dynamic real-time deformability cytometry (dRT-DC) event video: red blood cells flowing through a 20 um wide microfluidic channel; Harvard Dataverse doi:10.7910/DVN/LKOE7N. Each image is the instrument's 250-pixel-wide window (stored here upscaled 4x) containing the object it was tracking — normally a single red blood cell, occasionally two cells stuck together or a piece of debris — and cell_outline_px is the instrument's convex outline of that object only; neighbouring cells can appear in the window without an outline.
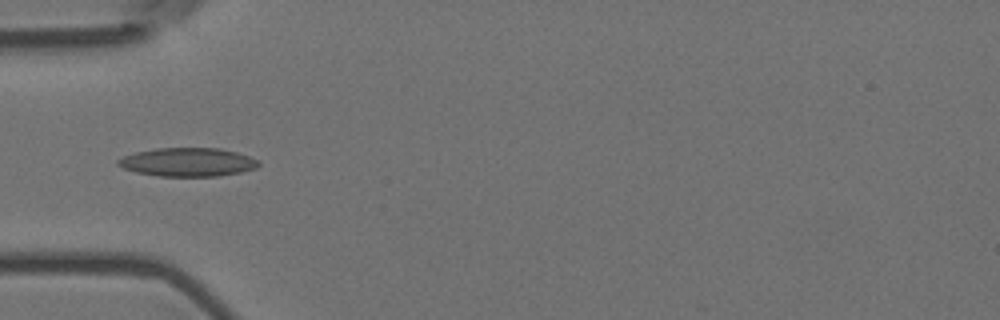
{"species": "Egyptian fruit bat (a non-hibernating species)", "species_latin": "Rousettus aegyptiacus", "temperature_condition": "room temperature", "stored_images_in_passage": 8, "camera_frame_rate_fps": 3000, "um_per_image_px": 0.085, "animal": {"sex": "female"}, "frame": {"image": 1, "passage_image": 7, "time_ms": 2.0, "image_size_px": [1000, 320], "cell_outline_px": [[260, 164], [256, 168], [240, 172], [220, 176], [160, 176], [136, 172], [124, 168], [116, 164], [116, 160], [124, 156], [136, 152], [156, 148], [220, 148], [236, 152], [248, 156], [256, 160]], "centroid_in_image_um": [15.94, 13.78], "position_along_channel_um": 69.1, "area_um2": 23.29}}
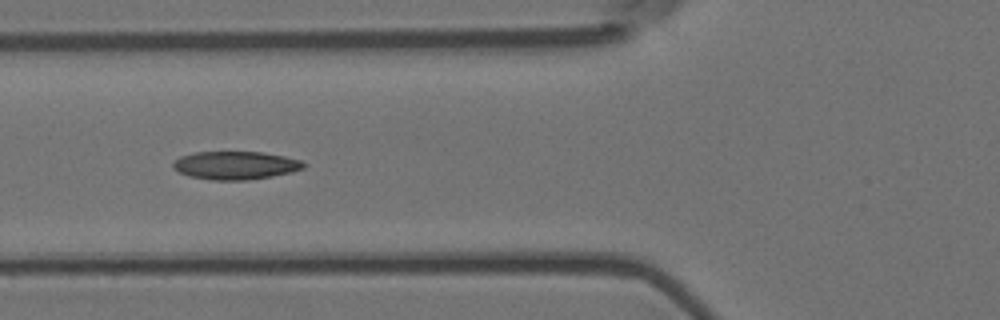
{"frame": {"image": 2, "passage_image": 8, "time_ms": 2.333, "image_size_px": [1000, 320], "cell_outline_px": [[308, 164], [304, 168], [292, 172], [272, 176], [248, 180], [212, 180], [188, 176], [172, 168], [172, 164], [180, 156], [196, 152], [264, 152], [284, 156], [300, 160]], "centroid_in_image_um": [20.03, 14.05], "position_along_channel_um": 105.8, "area_um2": 21.5}}